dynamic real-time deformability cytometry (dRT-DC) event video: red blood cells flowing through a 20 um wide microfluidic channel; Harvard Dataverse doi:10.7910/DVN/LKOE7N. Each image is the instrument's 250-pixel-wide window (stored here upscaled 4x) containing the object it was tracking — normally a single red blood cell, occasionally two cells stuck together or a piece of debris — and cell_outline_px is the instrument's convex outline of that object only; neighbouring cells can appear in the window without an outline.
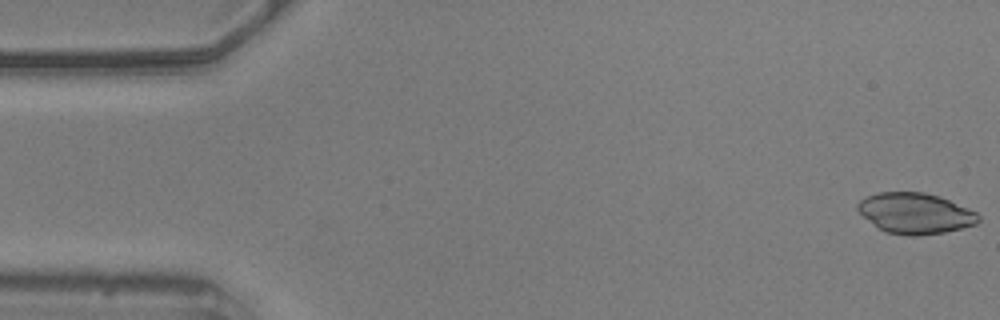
{"species": "common noctule bat (a hibernating species)", "species_latin": "Nyctalus noctula", "temperature_condition": "warm", "stored_images_in_passage": 56, "camera_frame_rate_fps": 3000, "um_per_image_px": 0.085, "animal": {"sex": "male", "body_mass_g": 20.5, "forearm_length_mm": 52.5}, "frame": {"image": 1, "passage_image": 1, "time_ms": 0.0, "image_size_px": [1000, 320], "cell_outline_px": [[980, 220], [976, 224], [944, 232], [920, 236], [908, 236], [884, 232], [864, 216], [856, 208], [856, 204], [860, 200], [876, 192], [924, 192], [940, 196], [968, 208], [976, 212], [980, 216]], "centroid_in_image_um": [77.8, 18.13], "position_along_channel_um": 7.2, "area_um2": 28.67}}
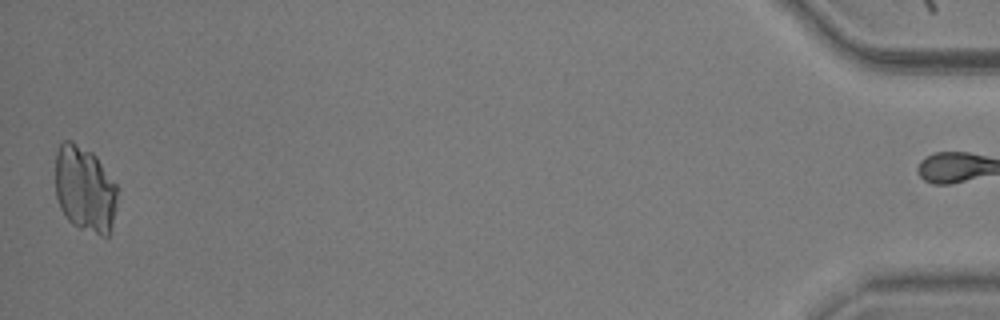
{"frame": {"image": 2, "passage_image": 55, "time_ms": 18.0, "image_size_px": [1000, 320], "cell_outline_px": [[116, 208], [112, 232], [108, 240], [80, 228], [72, 224], [68, 220], [60, 208], [56, 196], [56, 152], [60, 144], [64, 140], [72, 140], [92, 152], [96, 156], [116, 184]], "centroid_in_image_um": [7.23, 16.12], "position_along_channel_um": 428.0, "area_um2": 31.62}}